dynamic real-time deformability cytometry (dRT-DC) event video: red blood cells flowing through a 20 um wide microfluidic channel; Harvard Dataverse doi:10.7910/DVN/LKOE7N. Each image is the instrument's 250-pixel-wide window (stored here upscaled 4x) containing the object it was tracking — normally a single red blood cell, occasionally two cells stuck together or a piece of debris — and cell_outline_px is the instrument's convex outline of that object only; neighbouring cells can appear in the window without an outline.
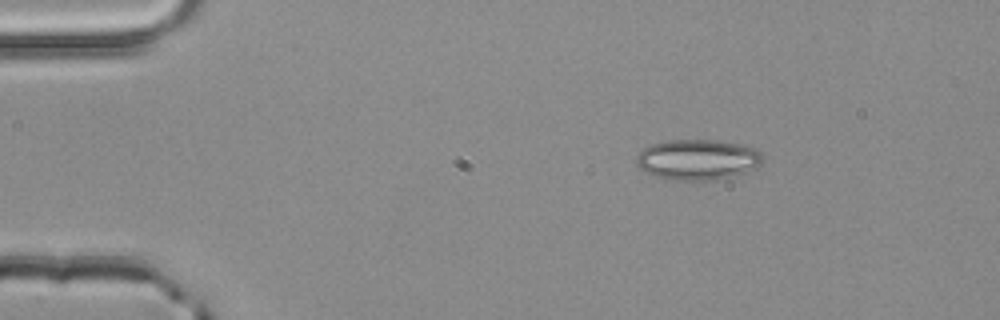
{"species": "common noctule bat (a hibernating species)", "species_latin": "Nyctalus noctula", "temperature_condition": "room temperature", "stored_images_in_passage": 44, "camera_frame_rate_fps": 3000, "um_per_image_px": 0.085, "animal": {"sex": "male", "body_mass_g": 20.4}, "frame": {"image": 1, "passage_image": 1, "time_ms": 0.0, "image_size_px": [1000, 320], "cell_outline_px": [[764, 160], [760, 164], [744, 172], [716, 180], [664, 180], [652, 176], [640, 168], [636, 164], [636, 156], [644, 148], [652, 144], [664, 140], [716, 140], [756, 148], [764, 156]], "centroid_in_image_um": [59.25, 13.57], "position_along_channel_um": 25.7, "area_um2": 29.94}}
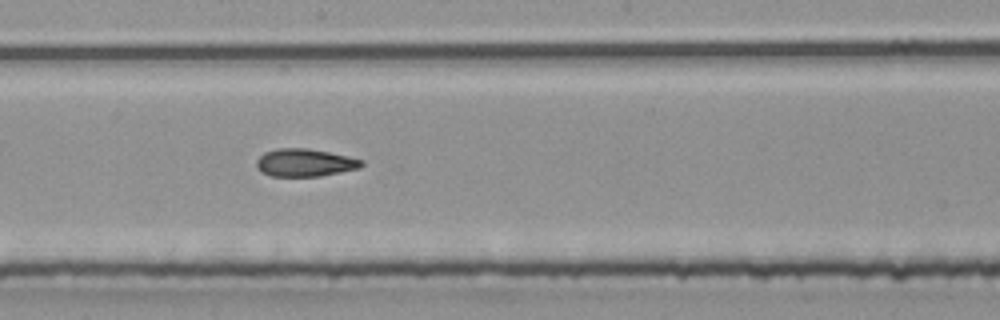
{"frame": {"image": 2, "passage_image": 21, "time_ms": 6.667, "image_size_px": [1000, 320], "cell_outline_px": [[364, 164], [360, 168], [320, 176], [268, 176], [260, 172], [256, 168], [256, 160], [264, 152], [280, 148], [308, 148], [348, 156], [364, 160]], "centroid_in_image_um": [25.89, 13.83], "position_along_channel_um": 222.3, "area_um2": 17.11}}
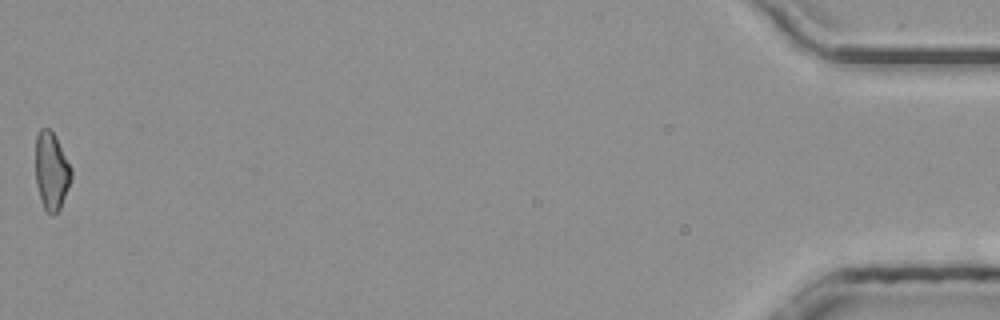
{"frame": {"image": 3, "passage_image": 44, "time_ms": 14.333, "image_size_px": [1000, 320], "cell_outline_px": [[72, 176], [68, 188], [60, 208], [52, 216], [48, 216], [44, 212], [40, 200], [36, 184], [36, 136], [40, 128], [48, 128], [56, 136], [72, 168]], "centroid_in_image_um": [4.37, 14.58], "position_along_channel_um": 430.8, "area_um2": 16.47}, "authors_computed_cell_mechanics": {"area_um2": 16.9643, "velocity_mm_per_s": 4.0807, "shape_relaxation_time_tau1_ms": null, "shape_relaxation_time_tau2_ms": 6.2622, "deformation_change_tau1": null, "deformation_change_tau2": 0.1484}}